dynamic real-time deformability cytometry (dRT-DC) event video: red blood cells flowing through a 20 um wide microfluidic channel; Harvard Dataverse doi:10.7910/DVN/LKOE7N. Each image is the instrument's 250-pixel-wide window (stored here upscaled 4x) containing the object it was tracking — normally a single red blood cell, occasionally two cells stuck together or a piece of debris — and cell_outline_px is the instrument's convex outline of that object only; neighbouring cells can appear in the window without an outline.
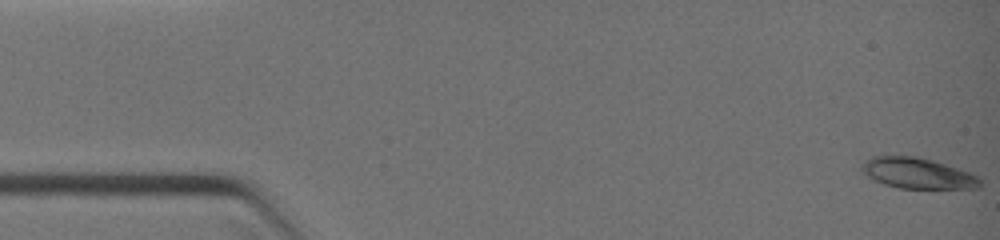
{"species": "common noctule bat (a hibernating species)", "species_latin": "Nyctalus noctula", "temperature_condition": "warm", "stored_images_in_passage": 6, "camera_frame_rate_fps": 3000, "um_per_image_px": 0.085, "animal": {"sex": "female", "body_mass_g": 19.0, "forearm_length_mm": 51.5}, "frame": {"image": 1, "passage_image": 1, "time_ms": 0.0, "image_size_px": [1000, 240], "cell_outline_px": [[980, 188], [900, 188], [884, 184], [860, 172], [860, 168], [872, 156], [916, 156], [932, 160], [968, 172], [976, 176], [980, 180]], "centroid_in_image_um": [77.97, 14.73], "position_along_channel_um": 7.0, "area_um2": 20.75}}
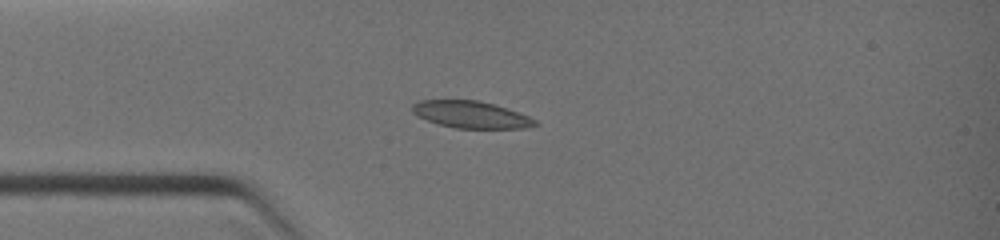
{"frame": {"image": 2, "passage_image": 5, "time_ms": 3.0, "image_size_px": [1000, 240], "cell_outline_px": [[540, 124], [528, 128], [456, 128], [436, 124], [416, 116], [412, 112], [412, 104], [420, 100], [476, 100], [508, 108], [528, 116], [536, 120]], "centroid_in_image_um": [40.02, 9.75], "position_along_channel_um": 45.0, "area_um2": 19.42}}